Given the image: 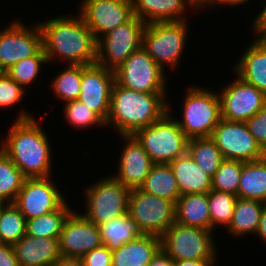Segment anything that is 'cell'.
Here are the masks:
<instances>
[{
    "label": "cell",
    "mask_w": 266,
    "mask_h": 266,
    "mask_svg": "<svg viewBox=\"0 0 266 266\" xmlns=\"http://www.w3.org/2000/svg\"><path fill=\"white\" fill-rule=\"evenodd\" d=\"M47 137L34 117L22 111L0 149L26 178H46L51 171V146Z\"/></svg>",
    "instance_id": "obj_1"
},
{
    "label": "cell",
    "mask_w": 266,
    "mask_h": 266,
    "mask_svg": "<svg viewBox=\"0 0 266 266\" xmlns=\"http://www.w3.org/2000/svg\"><path fill=\"white\" fill-rule=\"evenodd\" d=\"M39 25L47 62L55 56L73 65L88 66L97 62V41L81 15L55 17Z\"/></svg>",
    "instance_id": "obj_2"
},
{
    "label": "cell",
    "mask_w": 266,
    "mask_h": 266,
    "mask_svg": "<svg viewBox=\"0 0 266 266\" xmlns=\"http://www.w3.org/2000/svg\"><path fill=\"white\" fill-rule=\"evenodd\" d=\"M165 95L130 90L115 82L105 124H113L120 135H133L159 120L170 109L164 101Z\"/></svg>",
    "instance_id": "obj_3"
},
{
    "label": "cell",
    "mask_w": 266,
    "mask_h": 266,
    "mask_svg": "<svg viewBox=\"0 0 266 266\" xmlns=\"http://www.w3.org/2000/svg\"><path fill=\"white\" fill-rule=\"evenodd\" d=\"M170 114L168 110L159 120L133 134L154 164H169L187 152L189 139Z\"/></svg>",
    "instance_id": "obj_4"
},
{
    "label": "cell",
    "mask_w": 266,
    "mask_h": 266,
    "mask_svg": "<svg viewBox=\"0 0 266 266\" xmlns=\"http://www.w3.org/2000/svg\"><path fill=\"white\" fill-rule=\"evenodd\" d=\"M186 22H153L145 26L142 48L163 70L164 64L175 69L179 63L188 35Z\"/></svg>",
    "instance_id": "obj_5"
},
{
    "label": "cell",
    "mask_w": 266,
    "mask_h": 266,
    "mask_svg": "<svg viewBox=\"0 0 266 266\" xmlns=\"http://www.w3.org/2000/svg\"><path fill=\"white\" fill-rule=\"evenodd\" d=\"M183 104V119L177 122L186 137H211L221 120L219 95L194 86L187 91Z\"/></svg>",
    "instance_id": "obj_6"
},
{
    "label": "cell",
    "mask_w": 266,
    "mask_h": 266,
    "mask_svg": "<svg viewBox=\"0 0 266 266\" xmlns=\"http://www.w3.org/2000/svg\"><path fill=\"white\" fill-rule=\"evenodd\" d=\"M175 209V202L136 188L130 192L127 213L144 235L161 238L175 223Z\"/></svg>",
    "instance_id": "obj_7"
},
{
    "label": "cell",
    "mask_w": 266,
    "mask_h": 266,
    "mask_svg": "<svg viewBox=\"0 0 266 266\" xmlns=\"http://www.w3.org/2000/svg\"><path fill=\"white\" fill-rule=\"evenodd\" d=\"M211 230L175 222L161 237V249L174 261L216 259Z\"/></svg>",
    "instance_id": "obj_8"
},
{
    "label": "cell",
    "mask_w": 266,
    "mask_h": 266,
    "mask_svg": "<svg viewBox=\"0 0 266 266\" xmlns=\"http://www.w3.org/2000/svg\"><path fill=\"white\" fill-rule=\"evenodd\" d=\"M86 191L83 215L97 226L127 213L131 189L113 176L102 178Z\"/></svg>",
    "instance_id": "obj_9"
},
{
    "label": "cell",
    "mask_w": 266,
    "mask_h": 266,
    "mask_svg": "<svg viewBox=\"0 0 266 266\" xmlns=\"http://www.w3.org/2000/svg\"><path fill=\"white\" fill-rule=\"evenodd\" d=\"M146 24L137 16L117 26L97 41V64L115 71L135 51L142 47ZM103 38V39H102Z\"/></svg>",
    "instance_id": "obj_10"
},
{
    "label": "cell",
    "mask_w": 266,
    "mask_h": 266,
    "mask_svg": "<svg viewBox=\"0 0 266 266\" xmlns=\"http://www.w3.org/2000/svg\"><path fill=\"white\" fill-rule=\"evenodd\" d=\"M163 70L141 47L114 71L115 82L130 90L165 93Z\"/></svg>",
    "instance_id": "obj_11"
},
{
    "label": "cell",
    "mask_w": 266,
    "mask_h": 266,
    "mask_svg": "<svg viewBox=\"0 0 266 266\" xmlns=\"http://www.w3.org/2000/svg\"><path fill=\"white\" fill-rule=\"evenodd\" d=\"M211 138L224 159L250 162L266 156V152L249 133L245 122L221 118Z\"/></svg>",
    "instance_id": "obj_12"
},
{
    "label": "cell",
    "mask_w": 266,
    "mask_h": 266,
    "mask_svg": "<svg viewBox=\"0 0 266 266\" xmlns=\"http://www.w3.org/2000/svg\"><path fill=\"white\" fill-rule=\"evenodd\" d=\"M43 48V34L39 24L28 28L16 21L0 30V72L17 62L36 55Z\"/></svg>",
    "instance_id": "obj_13"
},
{
    "label": "cell",
    "mask_w": 266,
    "mask_h": 266,
    "mask_svg": "<svg viewBox=\"0 0 266 266\" xmlns=\"http://www.w3.org/2000/svg\"><path fill=\"white\" fill-rule=\"evenodd\" d=\"M66 202L56 185L46 178H26L13 204L28 219L40 217Z\"/></svg>",
    "instance_id": "obj_14"
},
{
    "label": "cell",
    "mask_w": 266,
    "mask_h": 266,
    "mask_svg": "<svg viewBox=\"0 0 266 266\" xmlns=\"http://www.w3.org/2000/svg\"><path fill=\"white\" fill-rule=\"evenodd\" d=\"M80 15L96 41L133 15L132 0H83ZM100 35H99V34Z\"/></svg>",
    "instance_id": "obj_15"
},
{
    "label": "cell",
    "mask_w": 266,
    "mask_h": 266,
    "mask_svg": "<svg viewBox=\"0 0 266 266\" xmlns=\"http://www.w3.org/2000/svg\"><path fill=\"white\" fill-rule=\"evenodd\" d=\"M221 118L246 122L266 103V95L237 76L219 94Z\"/></svg>",
    "instance_id": "obj_16"
},
{
    "label": "cell",
    "mask_w": 266,
    "mask_h": 266,
    "mask_svg": "<svg viewBox=\"0 0 266 266\" xmlns=\"http://www.w3.org/2000/svg\"><path fill=\"white\" fill-rule=\"evenodd\" d=\"M114 71L95 63L82 65V79L78 100L96 112L105 122L109 115Z\"/></svg>",
    "instance_id": "obj_17"
},
{
    "label": "cell",
    "mask_w": 266,
    "mask_h": 266,
    "mask_svg": "<svg viewBox=\"0 0 266 266\" xmlns=\"http://www.w3.org/2000/svg\"><path fill=\"white\" fill-rule=\"evenodd\" d=\"M58 243L61 256L78 258L102 245L98 226L74 211L66 219Z\"/></svg>",
    "instance_id": "obj_18"
},
{
    "label": "cell",
    "mask_w": 266,
    "mask_h": 266,
    "mask_svg": "<svg viewBox=\"0 0 266 266\" xmlns=\"http://www.w3.org/2000/svg\"><path fill=\"white\" fill-rule=\"evenodd\" d=\"M126 145L120 156L118 173L113 177L129 189L139 188L154 163L133 135H122Z\"/></svg>",
    "instance_id": "obj_19"
},
{
    "label": "cell",
    "mask_w": 266,
    "mask_h": 266,
    "mask_svg": "<svg viewBox=\"0 0 266 266\" xmlns=\"http://www.w3.org/2000/svg\"><path fill=\"white\" fill-rule=\"evenodd\" d=\"M13 248L19 266H51L61 256L58 239L25 235Z\"/></svg>",
    "instance_id": "obj_20"
},
{
    "label": "cell",
    "mask_w": 266,
    "mask_h": 266,
    "mask_svg": "<svg viewBox=\"0 0 266 266\" xmlns=\"http://www.w3.org/2000/svg\"><path fill=\"white\" fill-rule=\"evenodd\" d=\"M187 5H190L191 8H199L194 0H132L133 15L145 24L185 21V18L180 16H183Z\"/></svg>",
    "instance_id": "obj_21"
},
{
    "label": "cell",
    "mask_w": 266,
    "mask_h": 266,
    "mask_svg": "<svg viewBox=\"0 0 266 266\" xmlns=\"http://www.w3.org/2000/svg\"><path fill=\"white\" fill-rule=\"evenodd\" d=\"M161 250V238L143 235L112 251V266H147Z\"/></svg>",
    "instance_id": "obj_22"
},
{
    "label": "cell",
    "mask_w": 266,
    "mask_h": 266,
    "mask_svg": "<svg viewBox=\"0 0 266 266\" xmlns=\"http://www.w3.org/2000/svg\"><path fill=\"white\" fill-rule=\"evenodd\" d=\"M177 180L180 194L209 193L211 177L196 164L186 152L169 163Z\"/></svg>",
    "instance_id": "obj_23"
},
{
    "label": "cell",
    "mask_w": 266,
    "mask_h": 266,
    "mask_svg": "<svg viewBox=\"0 0 266 266\" xmlns=\"http://www.w3.org/2000/svg\"><path fill=\"white\" fill-rule=\"evenodd\" d=\"M237 62L236 76L266 95V47L255 39Z\"/></svg>",
    "instance_id": "obj_24"
},
{
    "label": "cell",
    "mask_w": 266,
    "mask_h": 266,
    "mask_svg": "<svg viewBox=\"0 0 266 266\" xmlns=\"http://www.w3.org/2000/svg\"><path fill=\"white\" fill-rule=\"evenodd\" d=\"M175 211L178 224L211 230L208 193L182 194Z\"/></svg>",
    "instance_id": "obj_25"
},
{
    "label": "cell",
    "mask_w": 266,
    "mask_h": 266,
    "mask_svg": "<svg viewBox=\"0 0 266 266\" xmlns=\"http://www.w3.org/2000/svg\"><path fill=\"white\" fill-rule=\"evenodd\" d=\"M237 196L266 203V156L255 161L242 162Z\"/></svg>",
    "instance_id": "obj_26"
},
{
    "label": "cell",
    "mask_w": 266,
    "mask_h": 266,
    "mask_svg": "<svg viewBox=\"0 0 266 266\" xmlns=\"http://www.w3.org/2000/svg\"><path fill=\"white\" fill-rule=\"evenodd\" d=\"M98 228L102 244L111 251L144 235L128 213L102 223Z\"/></svg>",
    "instance_id": "obj_27"
},
{
    "label": "cell",
    "mask_w": 266,
    "mask_h": 266,
    "mask_svg": "<svg viewBox=\"0 0 266 266\" xmlns=\"http://www.w3.org/2000/svg\"><path fill=\"white\" fill-rule=\"evenodd\" d=\"M139 189L175 203L181 196L177 180L169 164H154Z\"/></svg>",
    "instance_id": "obj_28"
},
{
    "label": "cell",
    "mask_w": 266,
    "mask_h": 266,
    "mask_svg": "<svg viewBox=\"0 0 266 266\" xmlns=\"http://www.w3.org/2000/svg\"><path fill=\"white\" fill-rule=\"evenodd\" d=\"M265 203L258 200L237 198L231 223L227 227L232 235L255 234Z\"/></svg>",
    "instance_id": "obj_29"
},
{
    "label": "cell",
    "mask_w": 266,
    "mask_h": 266,
    "mask_svg": "<svg viewBox=\"0 0 266 266\" xmlns=\"http://www.w3.org/2000/svg\"><path fill=\"white\" fill-rule=\"evenodd\" d=\"M71 212L72 209L65 202L57 210L26 220V235L38 238L59 239L63 225Z\"/></svg>",
    "instance_id": "obj_30"
},
{
    "label": "cell",
    "mask_w": 266,
    "mask_h": 266,
    "mask_svg": "<svg viewBox=\"0 0 266 266\" xmlns=\"http://www.w3.org/2000/svg\"><path fill=\"white\" fill-rule=\"evenodd\" d=\"M187 152L193 161L211 178L224 160L219 148L211 137L189 139Z\"/></svg>",
    "instance_id": "obj_31"
},
{
    "label": "cell",
    "mask_w": 266,
    "mask_h": 266,
    "mask_svg": "<svg viewBox=\"0 0 266 266\" xmlns=\"http://www.w3.org/2000/svg\"><path fill=\"white\" fill-rule=\"evenodd\" d=\"M25 179L26 177L19 168L0 149V202L2 204L13 203Z\"/></svg>",
    "instance_id": "obj_32"
},
{
    "label": "cell",
    "mask_w": 266,
    "mask_h": 266,
    "mask_svg": "<svg viewBox=\"0 0 266 266\" xmlns=\"http://www.w3.org/2000/svg\"><path fill=\"white\" fill-rule=\"evenodd\" d=\"M26 235V218L13 203L0 207V242L14 245Z\"/></svg>",
    "instance_id": "obj_33"
},
{
    "label": "cell",
    "mask_w": 266,
    "mask_h": 266,
    "mask_svg": "<svg viewBox=\"0 0 266 266\" xmlns=\"http://www.w3.org/2000/svg\"><path fill=\"white\" fill-rule=\"evenodd\" d=\"M237 198V195L217 190H211L208 193L211 231L215 228L216 224L224 225V227L229 226Z\"/></svg>",
    "instance_id": "obj_34"
},
{
    "label": "cell",
    "mask_w": 266,
    "mask_h": 266,
    "mask_svg": "<svg viewBox=\"0 0 266 266\" xmlns=\"http://www.w3.org/2000/svg\"><path fill=\"white\" fill-rule=\"evenodd\" d=\"M56 76L52 85L55 96L66 103L77 100L80 94L82 65L70 64Z\"/></svg>",
    "instance_id": "obj_35"
},
{
    "label": "cell",
    "mask_w": 266,
    "mask_h": 266,
    "mask_svg": "<svg viewBox=\"0 0 266 266\" xmlns=\"http://www.w3.org/2000/svg\"><path fill=\"white\" fill-rule=\"evenodd\" d=\"M242 161L224 159L220 168L211 178L212 190L228 192L234 195L238 193Z\"/></svg>",
    "instance_id": "obj_36"
},
{
    "label": "cell",
    "mask_w": 266,
    "mask_h": 266,
    "mask_svg": "<svg viewBox=\"0 0 266 266\" xmlns=\"http://www.w3.org/2000/svg\"><path fill=\"white\" fill-rule=\"evenodd\" d=\"M42 63H47V57L43 48L36 55L12 65L5 72L20 86L25 88L27 84H32L36 79Z\"/></svg>",
    "instance_id": "obj_37"
},
{
    "label": "cell",
    "mask_w": 266,
    "mask_h": 266,
    "mask_svg": "<svg viewBox=\"0 0 266 266\" xmlns=\"http://www.w3.org/2000/svg\"><path fill=\"white\" fill-rule=\"evenodd\" d=\"M64 111L66 119L77 128L105 125V121L96 112L78 99L67 102Z\"/></svg>",
    "instance_id": "obj_38"
},
{
    "label": "cell",
    "mask_w": 266,
    "mask_h": 266,
    "mask_svg": "<svg viewBox=\"0 0 266 266\" xmlns=\"http://www.w3.org/2000/svg\"><path fill=\"white\" fill-rule=\"evenodd\" d=\"M24 88L6 72H0V107H7L22 101Z\"/></svg>",
    "instance_id": "obj_39"
},
{
    "label": "cell",
    "mask_w": 266,
    "mask_h": 266,
    "mask_svg": "<svg viewBox=\"0 0 266 266\" xmlns=\"http://www.w3.org/2000/svg\"><path fill=\"white\" fill-rule=\"evenodd\" d=\"M249 133L266 152V103L261 110L246 122Z\"/></svg>",
    "instance_id": "obj_40"
},
{
    "label": "cell",
    "mask_w": 266,
    "mask_h": 266,
    "mask_svg": "<svg viewBox=\"0 0 266 266\" xmlns=\"http://www.w3.org/2000/svg\"><path fill=\"white\" fill-rule=\"evenodd\" d=\"M82 266H112V251L104 244L81 257Z\"/></svg>",
    "instance_id": "obj_41"
},
{
    "label": "cell",
    "mask_w": 266,
    "mask_h": 266,
    "mask_svg": "<svg viewBox=\"0 0 266 266\" xmlns=\"http://www.w3.org/2000/svg\"><path fill=\"white\" fill-rule=\"evenodd\" d=\"M0 266H19L12 245L0 242Z\"/></svg>",
    "instance_id": "obj_42"
},
{
    "label": "cell",
    "mask_w": 266,
    "mask_h": 266,
    "mask_svg": "<svg viewBox=\"0 0 266 266\" xmlns=\"http://www.w3.org/2000/svg\"><path fill=\"white\" fill-rule=\"evenodd\" d=\"M254 31L259 35L258 41L266 47V19H263L260 15L257 16L254 22Z\"/></svg>",
    "instance_id": "obj_43"
},
{
    "label": "cell",
    "mask_w": 266,
    "mask_h": 266,
    "mask_svg": "<svg viewBox=\"0 0 266 266\" xmlns=\"http://www.w3.org/2000/svg\"><path fill=\"white\" fill-rule=\"evenodd\" d=\"M147 266H174V260L161 249Z\"/></svg>",
    "instance_id": "obj_44"
},
{
    "label": "cell",
    "mask_w": 266,
    "mask_h": 266,
    "mask_svg": "<svg viewBox=\"0 0 266 266\" xmlns=\"http://www.w3.org/2000/svg\"><path fill=\"white\" fill-rule=\"evenodd\" d=\"M216 259L204 260H177L174 261V266H213Z\"/></svg>",
    "instance_id": "obj_45"
},
{
    "label": "cell",
    "mask_w": 266,
    "mask_h": 266,
    "mask_svg": "<svg viewBox=\"0 0 266 266\" xmlns=\"http://www.w3.org/2000/svg\"><path fill=\"white\" fill-rule=\"evenodd\" d=\"M51 266H82V259L78 257L60 256Z\"/></svg>",
    "instance_id": "obj_46"
},
{
    "label": "cell",
    "mask_w": 266,
    "mask_h": 266,
    "mask_svg": "<svg viewBox=\"0 0 266 266\" xmlns=\"http://www.w3.org/2000/svg\"><path fill=\"white\" fill-rule=\"evenodd\" d=\"M256 233L259 235V238L266 242V203L263 207Z\"/></svg>",
    "instance_id": "obj_47"
},
{
    "label": "cell",
    "mask_w": 266,
    "mask_h": 266,
    "mask_svg": "<svg viewBox=\"0 0 266 266\" xmlns=\"http://www.w3.org/2000/svg\"><path fill=\"white\" fill-rule=\"evenodd\" d=\"M249 0H206L201 6L200 8H204L205 5H215V3L218 5V4H229V5H240V4H243V3H246L248 2Z\"/></svg>",
    "instance_id": "obj_48"
},
{
    "label": "cell",
    "mask_w": 266,
    "mask_h": 266,
    "mask_svg": "<svg viewBox=\"0 0 266 266\" xmlns=\"http://www.w3.org/2000/svg\"><path fill=\"white\" fill-rule=\"evenodd\" d=\"M263 19H266V6L264 7V9L260 12L259 14Z\"/></svg>",
    "instance_id": "obj_49"
},
{
    "label": "cell",
    "mask_w": 266,
    "mask_h": 266,
    "mask_svg": "<svg viewBox=\"0 0 266 266\" xmlns=\"http://www.w3.org/2000/svg\"><path fill=\"white\" fill-rule=\"evenodd\" d=\"M196 4L200 7L206 0H194Z\"/></svg>",
    "instance_id": "obj_50"
}]
</instances>
